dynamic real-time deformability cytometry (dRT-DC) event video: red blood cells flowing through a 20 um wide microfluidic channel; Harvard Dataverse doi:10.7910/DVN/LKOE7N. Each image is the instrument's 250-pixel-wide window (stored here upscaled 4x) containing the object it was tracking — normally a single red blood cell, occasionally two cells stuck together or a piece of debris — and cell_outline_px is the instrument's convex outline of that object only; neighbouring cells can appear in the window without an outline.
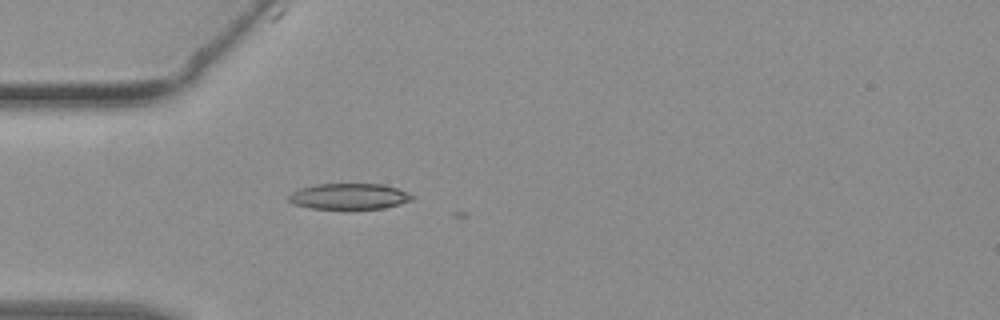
{"species": "common noctule bat (a hibernating species)", "species_latin": "Nyctalus noctula", "temperature_condition": "warm", "stored_images_in_passage": 3, "camera_frame_rate_fps": 3000, "um_per_image_px": 0.085, "animal": {"sex": "female", "body_mass_g": 19.3, "forearm_length_mm": 54.1}, "frame": {"image": 1, "passage_image": 2, "time_ms": 0.333, "image_size_px": [1000, 320], "cell_outline_px": [[416, 196], [412, 200], [400, 204], [384, 208], [348, 212], [312, 208], [292, 204], [288, 200], [288, 196], [292, 192], [300, 188], [316, 184], [384, 184], [408, 192]], "centroid_in_image_um": [29.69, 16.74], "position_along_channel_um": 55.3, "area_um2": 19.59}}